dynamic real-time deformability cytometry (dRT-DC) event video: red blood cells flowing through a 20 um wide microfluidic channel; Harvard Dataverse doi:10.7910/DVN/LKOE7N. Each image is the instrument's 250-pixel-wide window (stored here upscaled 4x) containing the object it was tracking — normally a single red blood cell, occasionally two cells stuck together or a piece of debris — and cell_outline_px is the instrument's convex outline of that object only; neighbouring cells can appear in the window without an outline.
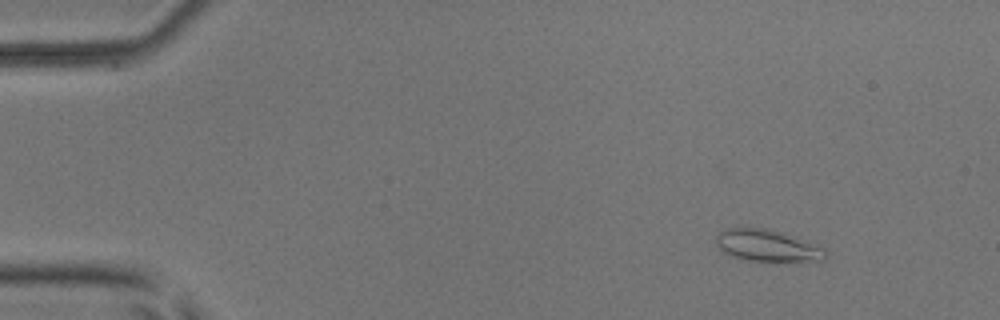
{"species": "common noctule bat (a hibernating species)", "species_latin": "Nyctalus noctula", "temperature_condition": "room temperature", "stored_images_in_passage": 5, "camera_frame_rate_fps": 3000, "um_per_image_px": 0.085, "animal": {"sex": "male", "body_mass_g": 17.9, "forearm_length_mm": 54.2}, "frame": {"image": 1, "passage_image": 2, "time_ms": 2.0, "image_size_px": [1000, 320], "cell_outline_px": [[828, 252], [824, 260], [748, 260], [732, 256], [724, 252], [716, 244], [716, 236], [724, 228], [768, 228], [784, 232], [808, 240]], "centroid_in_image_um": [65.22, 20.84], "position_along_channel_um": 19.8, "area_um2": 20.06}}